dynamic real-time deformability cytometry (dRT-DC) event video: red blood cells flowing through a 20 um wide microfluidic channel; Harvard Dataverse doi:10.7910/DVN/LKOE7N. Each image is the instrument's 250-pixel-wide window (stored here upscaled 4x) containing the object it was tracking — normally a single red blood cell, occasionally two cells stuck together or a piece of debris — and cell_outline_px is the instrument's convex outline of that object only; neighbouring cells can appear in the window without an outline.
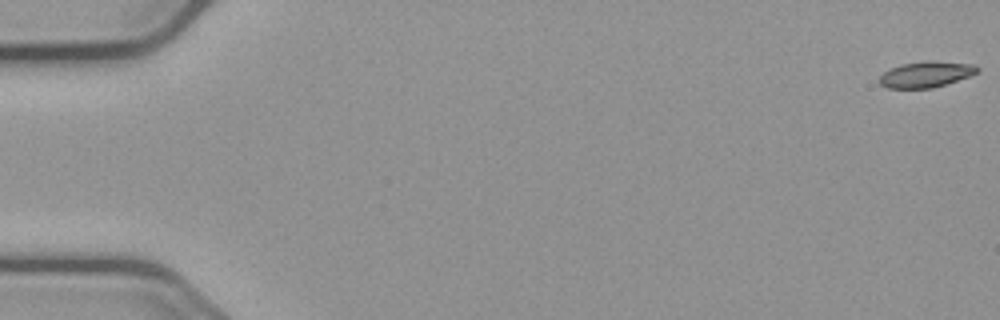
{"species": "common noctule bat (a hibernating species)", "species_latin": "Nyctalus noctula", "temperature_condition": "cold", "stored_images_in_passage": 52, "camera_frame_rate_fps": 3000, "um_per_image_px": 0.085, "animal": {"sex": "male", "body_mass_g": 23.1, "forearm_length_mm": 52.7}, "frame": {"image": 1, "passage_image": 1, "time_ms": 0.0, "image_size_px": [1000, 320], "cell_outline_px": [[980, 72], [932, 88], [888, 88], [880, 84], [876, 80], [888, 68], [900, 64], [924, 60], [928, 60], [972, 64], [980, 68]], "centroid_in_image_um": [78.65, 6.3], "position_along_channel_um": 6.3, "area_um2": 14.91}}
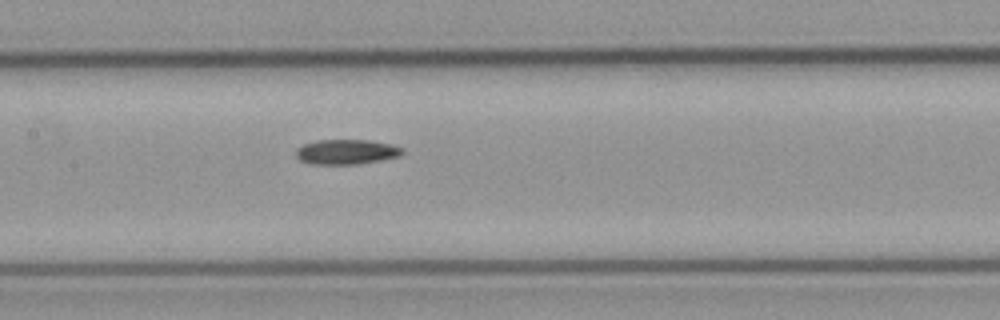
{"frame": {"image": 2, "passage_image": 28, "time_ms": 9.0, "image_size_px": [1000, 320], "cell_outline_px": [[404, 152], [400, 156], [380, 160], [356, 164], [312, 164], [300, 160], [296, 156], [296, 148], [304, 144], [316, 140], [368, 140], [388, 144], [400, 148]], "centroid_in_image_um": [29.39, 12.91], "position_along_channel_um": 178.0, "area_um2": 15.26}}
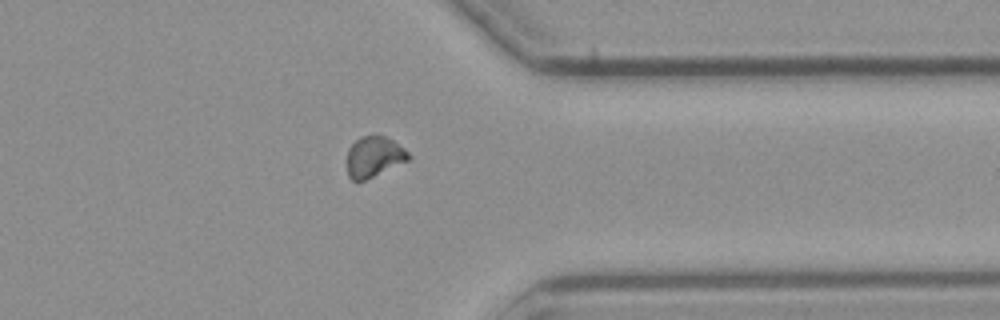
{"frame": {"image": 3, "passage_image": 45, "time_ms": 14.667, "image_size_px": [1000, 320], "cell_outline_px": [[412, 156], [408, 160], [364, 180], [352, 180], [348, 176], [344, 160], [348, 148], [360, 136], [384, 136], [392, 140], [404, 148]], "centroid_in_image_um": [31.72, 13.32], "position_along_channel_um": 379.7, "area_um2": 14.62}}